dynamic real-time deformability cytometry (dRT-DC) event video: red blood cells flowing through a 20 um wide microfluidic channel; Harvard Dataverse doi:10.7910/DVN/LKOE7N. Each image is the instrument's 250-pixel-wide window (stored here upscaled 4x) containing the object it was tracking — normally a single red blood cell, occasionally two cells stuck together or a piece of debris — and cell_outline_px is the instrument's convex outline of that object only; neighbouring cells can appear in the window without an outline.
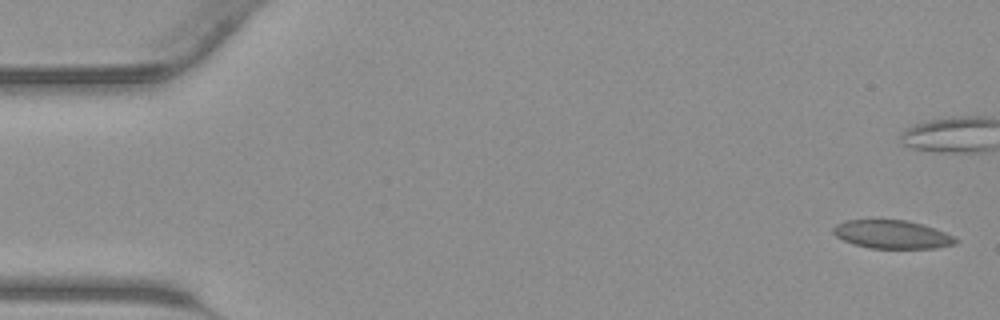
{"species": "common noctule bat (a hibernating species)", "species_latin": "Nyctalus noctula", "temperature_condition": "warm", "stored_images_in_passage": 34, "camera_frame_rate_fps": 3000, "um_per_image_px": 0.085, "animal": {"sex": "male", "body_mass_g": 23.1, "forearm_length_mm": 52.7}, "frame": {"image": 1, "passage_image": 1, "time_ms": 0.0, "image_size_px": [1000, 320], "cell_outline_px": [[960, 240], [956, 244], [936, 248], [872, 248], [852, 244], [836, 236], [832, 232], [832, 228], [836, 224], [844, 220], [904, 220], [920, 224], [944, 232]], "centroid_in_image_um": [75.8, 19.93], "position_along_channel_um": 9.2, "area_um2": 20.06}}